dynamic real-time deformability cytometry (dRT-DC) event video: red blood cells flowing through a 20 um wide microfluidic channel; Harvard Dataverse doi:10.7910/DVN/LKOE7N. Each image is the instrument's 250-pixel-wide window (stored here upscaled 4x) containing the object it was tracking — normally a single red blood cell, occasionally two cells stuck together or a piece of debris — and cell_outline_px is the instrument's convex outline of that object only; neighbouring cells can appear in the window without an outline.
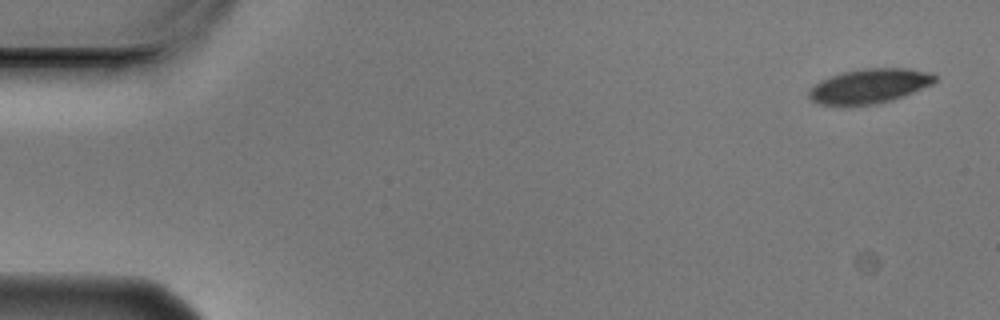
{"species": "Egyptian fruit bat (a non-hibernating species)", "species_latin": "Rousettus aegyptiacus", "temperature_condition": "cold", "stored_images_in_passage": 4, "camera_frame_rate_fps": 3000, "um_per_image_px": 0.085, "animal": {"sex": "male"}, "frame": {"image": 1, "passage_image": 1, "time_ms": 0.0, "image_size_px": [1000, 320], "cell_outline_px": [[936, 80], [932, 84], [892, 100], [872, 104], [820, 104], [812, 100], [808, 96], [808, 92], [820, 80], [840, 72], [864, 68], [908, 68], [932, 72], [936, 76]], "centroid_in_image_um": [73.92, 7.28], "position_along_channel_um": 11.1, "area_um2": 25.03}}
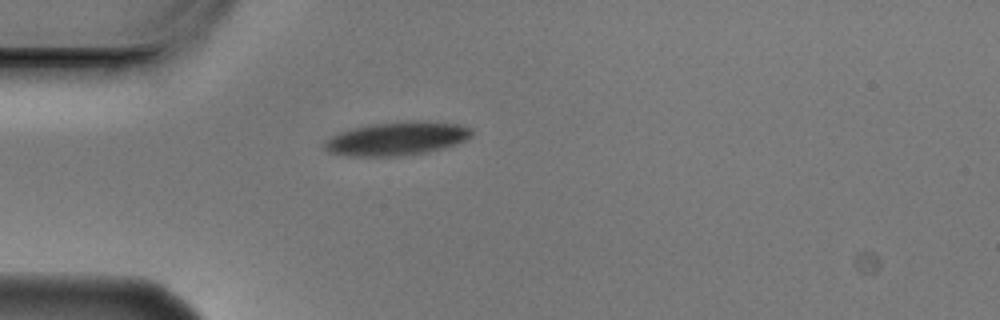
{"frame": {"image": 2, "passage_image": 4, "time_ms": 1.0, "image_size_px": [1000, 320], "cell_outline_px": [[472, 136], [456, 144], [424, 152], [392, 156], [348, 156], [328, 152], [324, 148], [324, 140], [340, 132], [372, 124], [412, 120], [416, 120], [460, 124], [472, 128]], "centroid_in_image_um": [33.73, 11.77], "position_along_channel_um": 51.3, "area_um2": 28.44}}